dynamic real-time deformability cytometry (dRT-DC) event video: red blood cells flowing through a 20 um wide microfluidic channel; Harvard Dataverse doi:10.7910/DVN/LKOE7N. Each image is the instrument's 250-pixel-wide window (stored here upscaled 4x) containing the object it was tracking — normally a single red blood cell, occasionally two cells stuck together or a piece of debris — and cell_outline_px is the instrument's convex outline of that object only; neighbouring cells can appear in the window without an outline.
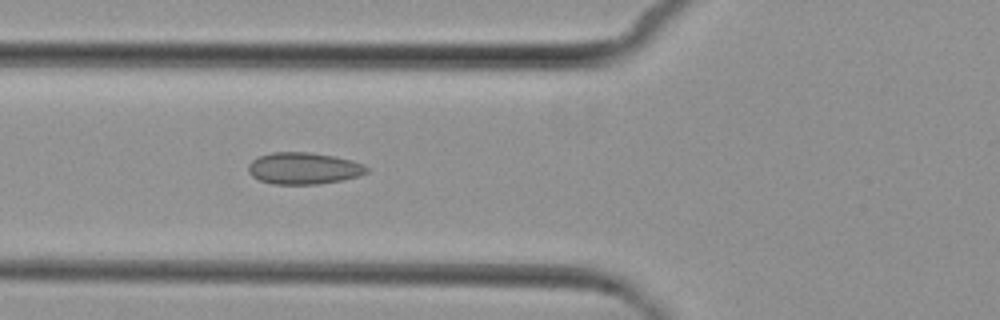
{"species": "common noctule bat (a hibernating species)", "species_latin": "Nyctalus noctula", "temperature_condition": "cold", "stored_images_in_passage": 2, "camera_frame_rate_fps": 3000, "um_per_image_px": 0.085, "animal": {"sex": "female", "body_mass_g": 29.2, "forearm_length_mm": 56.3}, "frame": {"image": 1, "passage_image": 2, "time_ms": 1.0, "image_size_px": [1000, 320], "cell_outline_px": [[368, 172], [344, 180], [320, 184], [272, 184], [260, 180], [252, 176], [248, 172], [248, 164], [252, 160], [260, 156], [272, 152], [308, 152], [336, 156], [352, 160], [364, 164], [368, 168]], "centroid_in_image_um": [25.82, 14.31], "position_along_channel_um": 100.0, "area_um2": 22.02}}